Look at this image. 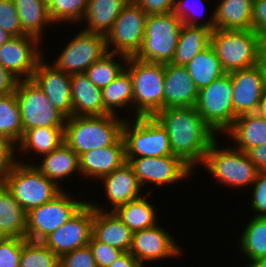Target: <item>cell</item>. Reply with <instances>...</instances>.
<instances>
[{
  "label": "cell",
  "mask_w": 266,
  "mask_h": 267,
  "mask_svg": "<svg viewBox=\"0 0 266 267\" xmlns=\"http://www.w3.org/2000/svg\"><path fill=\"white\" fill-rule=\"evenodd\" d=\"M153 117L166 130L173 156L198 172L209 147L219 136L195 107L162 109Z\"/></svg>",
  "instance_id": "6da1fadb"
},
{
  "label": "cell",
  "mask_w": 266,
  "mask_h": 267,
  "mask_svg": "<svg viewBox=\"0 0 266 267\" xmlns=\"http://www.w3.org/2000/svg\"><path fill=\"white\" fill-rule=\"evenodd\" d=\"M220 138L222 136L209 147L200 166L201 170L224 189H235L236 192L246 188L249 190L259 172L257 167L246 152L234 148L226 139L221 141Z\"/></svg>",
  "instance_id": "7a4b0ae2"
},
{
  "label": "cell",
  "mask_w": 266,
  "mask_h": 267,
  "mask_svg": "<svg viewBox=\"0 0 266 267\" xmlns=\"http://www.w3.org/2000/svg\"><path fill=\"white\" fill-rule=\"evenodd\" d=\"M126 119L107 114L101 116H71L66 118L64 142L78 155L113 145L122 136Z\"/></svg>",
  "instance_id": "3957f363"
},
{
  "label": "cell",
  "mask_w": 266,
  "mask_h": 267,
  "mask_svg": "<svg viewBox=\"0 0 266 267\" xmlns=\"http://www.w3.org/2000/svg\"><path fill=\"white\" fill-rule=\"evenodd\" d=\"M125 69L133 82V118L153 117L163 109L165 64L128 57Z\"/></svg>",
  "instance_id": "277c9868"
},
{
  "label": "cell",
  "mask_w": 266,
  "mask_h": 267,
  "mask_svg": "<svg viewBox=\"0 0 266 267\" xmlns=\"http://www.w3.org/2000/svg\"><path fill=\"white\" fill-rule=\"evenodd\" d=\"M1 182L26 212L49 202L64 190L33 164L19 161L4 175Z\"/></svg>",
  "instance_id": "5b68a950"
},
{
  "label": "cell",
  "mask_w": 266,
  "mask_h": 267,
  "mask_svg": "<svg viewBox=\"0 0 266 267\" xmlns=\"http://www.w3.org/2000/svg\"><path fill=\"white\" fill-rule=\"evenodd\" d=\"M260 36L253 29H217L211 32L210 46L226 73L247 69L258 64Z\"/></svg>",
  "instance_id": "8992f818"
},
{
  "label": "cell",
  "mask_w": 266,
  "mask_h": 267,
  "mask_svg": "<svg viewBox=\"0 0 266 267\" xmlns=\"http://www.w3.org/2000/svg\"><path fill=\"white\" fill-rule=\"evenodd\" d=\"M183 23L173 12L147 16L144 38L134 58L161 64L171 63Z\"/></svg>",
  "instance_id": "52a82bcc"
},
{
  "label": "cell",
  "mask_w": 266,
  "mask_h": 267,
  "mask_svg": "<svg viewBox=\"0 0 266 267\" xmlns=\"http://www.w3.org/2000/svg\"><path fill=\"white\" fill-rule=\"evenodd\" d=\"M81 198L82 195L64 189L54 199L29 210L26 216V239L42 242L87 203L86 197Z\"/></svg>",
  "instance_id": "ba28073f"
},
{
  "label": "cell",
  "mask_w": 266,
  "mask_h": 267,
  "mask_svg": "<svg viewBox=\"0 0 266 267\" xmlns=\"http://www.w3.org/2000/svg\"><path fill=\"white\" fill-rule=\"evenodd\" d=\"M126 158L173 155L166 130L154 117L127 118L122 127Z\"/></svg>",
  "instance_id": "9c48e42d"
},
{
  "label": "cell",
  "mask_w": 266,
  "mask_h": 267,
  "mask_svg": "<svg viewBox=\"0 0 266 267\" xmlns=\"http://www.w3.org/2000/svg\"><path fill=\"white\" fill-rule=\"evenodd\" d=\"M74 32L77 34L72 33L69 41L66 38V43L62 42V48L57 54H52L50 58L53 60L49 61L58 70L69 75L85 73L92 64L108 53L105 35L85 32L81 28ZM54 56L56 57L53 58Z\"/></svg>",
  "instance_id": "30bf717a"
},
{
  "label": "cell",
  "mask_w": 266,
  "mask_h": 267,
  "mask_svg": "<svg viewBox=\"0 0 266 267\" xmlns=\"http://www.w3.org/2000/svg\"><path fill=\"white\" fill-rule=\"evenodd\" d=\"M126 161L132 166L140 185L146 193H154L153 189L156 188H160L161 191L166 186L169 189L171 186L174 187L175 183H187L188 180L194 179L195 174H197L180 158L173 155L126 158ZM150 184L152 189L148 187Z\"/></svg>",
  "instance_id": "8fae6325"
},
{
  "label": "cell",
  "mask_w": 266,
  "mask_h": 267,
  "mask_svg": "<svg viewBox=\"0 0 266 267\" xmlns=\"http://www.w3.org/2000/svg\"><path fill=\"white\" fill-rule=\"evenodd\" d=\"M232 94L230 73L199 90L195 109L218 136H223L235 121Z\"/></svg>",
  "instance_id": "7c38bea8"
},
{
  "label": "cell",
  "mask_w": 266,
  "mask_h": 267,
  "mask_svg": "<svg viewBox=\"0 0 266 267\" xmlns=\"http://www.w3.org/2000/svg\"><path fill=\"white\" fill-rule=\"evenodd\" d=\"M23 134L34 127H64L66 117L48 100L31 79L18 80L15 88Z\"/></svg>",
  "instance_id": "4fadbf2b"
},
{
  "label": "cell",
  "mask_w": 266,
  "mask_h": 267,
  "mask_svg": "<svg viewBox=\"0 0 266 267\" xmlns=\"http://www.w3.org/2000/svg\"><path fill=\"white\" fill-rule=\"evenodd\" d=\"M169 230L171 229H166L159 222L153 227L133 232L129 252L144 267H152L147 265H152V263L154 265V263L166 261V259L172 261V259L176 260L178 258L179 260L182 256L185 257L183 254H186V251H184L186 247L179 244Z\"/></svg>",
  "instance_id": "5bb4252c"
},
{
  "label": "cell",
  "mask_w": 266,
  "mask_h": 267,
  "mask_svg": "<svg viewBox=\"0 0 266 267\" xmlns=\"http://www.w3.org/2000/svg\"><path fill=\"white\" fill-rule=\"evenodd\" d=\"M147 16L138 4L130 0L105 36L108 52L134 57L144 38Z\"/></svg>",
  "instance_id": "9a60e30c"
},
{
  "label": "cell",
  "mask_w": 266,
  "mask_h": 267,
  "mask_svg": "<svg viewBox=\"0 0 266 267\" xmlns=\"http://www.w3.org/2000/svg\"><path fill=\"white\" fill-rule=\"evenodd\" d=\"M98 182L100 183L97 185L98 188L99 185L101 186L98 193L102 190V195H100L102 198L99 201L98 199L89 200L86 198L95 210L114 211L117 207L137 200L146 194L128 162L109 175L102 177ZM102 199L105 204L103 201L101 202Z\"/></svg>",
  "instance_id": "2e32d148"
},
{
  "label": "cell",
  "mask_w": 266,
  "mask_h": 267,
  "mask_svg": "<svg viewBox=\"0 0 266 267\" xmlns=\"http://www.w3.org/2000/svg\"><path fill=\"white\" fill-rule=\"evenodd\" d=\"M43 44L31 35L11 37L0 46V64L18 80L31 79L47 51Z\"/></svg>",
  "instance_id": "e0dca14e"
},
{
  "label": "cell",
  "mask_w": 266,
  "mask_h": 267,
  "mask_svg": "<svg viewBox=\"0 0 266 267\" xmlns=\"http://www.w3.org/2000/svg\"><path fill=\"white\" fill-rule=\"evenodd\" d=\"M94 208L87 202L66 223L48 235L42 243L59 258L87 246L93 233Z\"/></svg>",
  "instance_id": "ac0fdd59"
},
{
  "label": "cell",
  "mask_w": 266,
  "mask_h": 267,
  "mask_svg": "<svg viewBox=\"0 0 266 267\" xmlns=\"http://www.w3.org/2000/svg\"><path fill=\"white\" fill-rule=\"evenodd\" d=\"M47 54L44 52V57L38 62L31 80L39 86L52 105L69 118L72 116L71 75L51 64Z\"/></svg>",
  "instance_id": "d6986e66"
},
{
  "label": "cell",
  "mask_w": 266,
  "mask_h": 267,
  "mask_svg": "<svg viewBox=\"0 0 266 267\" xmlns=\"http://www.w3.org/2000/svg\"><path fill=\"white\" fill-rule=\"evenodd\" d=\"M232 103L235 119L245 114L256 113L266 90V74L258 65L230 73Z\"/></svg>",
  "instance_id": "ffe728a7"
},
{
  "label": "cell",
  "mask_w": 266,
  "mask_h": 267,
  "mask_svg": "<svg viewBox=\"0 0 266 267\" xmlns=\"http://www.w3.org/2000/svg\"><path fill=\"white\" fill-rule=\"evenodd\" d=\"M81 181L97 184L102 177L121 167L126 161L125 142L121 136L113 145L87 151L79 156ZM85 179V180H84ZM88 179V180H87Z\"/></svg>",
  "instance_id": "44dd1931"
},
{
  "label": "cell",
  "mask_w": 266,
  "mask_h": 267,
  "mask_svg": "<svg viewBox=\"0 0 266 267\" xmlns=\"http://www.w3.org/2000/svg\"><path fill=\"white\" fill-rule=\"evenodd\" d=\"M198 93L185 66L165 64L163 109L195 107Z\"/></svg>",
  "instance_id": "7402d4cb"
},
{
  "label": "cell",
  "mask_w": 266,
  "mask_h": 267,
  "mask_svg": "<svg viewBox=\"0 0 266 267\" xmlns=\"http://www.w3.org/2000/svg\"><path fill=\"white\" fill-rule=\"evenodd\" d=\"M39 159L33 165L48 179L56 182L62 189H66L65 182H67L68 188V181L72 180V177L73 179L75 177L78 179L79 177V180H81L79 156L65 142Z\"/></svg>",
  "instance_id": "603a6c76"
},
{
  "label": "cell",
  "mask_w": 266,
  "mask_h": 267,
  "mask_svg": "<svg viewBox=\"0 0 266 267\" xmlns=\"http://www.w3.org/2000/svg\"><path fill=\"white\" fill-rule=\"evenodd\" d=\"M63 142L64 127H34L28 129L17 144V161L33 164L41 156L49 154Z\"/></svg>",
  "instance_id": "cb8c5ba5"
},
{
  "label": "cell",
  "mask_w": 266,
  "mask_h": 267,
  "mask_svg": "<svg viewBox=\"0 0 266 267\" xmlns=\"http://www.w3.org/2000/svg\"><path fill=\"white\" fill-rule=\"evenodd\" d=\"M223 135L222 139L228 137L234 148L247 153L255 146L266 144V119L257 113L239 116Z\"/></svg>",
  "instance_id": "d4e9b609"
},
{
  "label": "cell",
  "mask_w": 266,
  "mask_h": 267,
  "mask_svg": "<svg viewBox=\"0 0 266 267\" xmlns=\"http://www.w3.org/2000/svg\"><path fill=\"white\" fill-rule=\"evenodd\" d=\"M72 116H101L110 114L103 107L102 90L85 73L71 75Z\"/></svg>",
  "instance_id": "484cf974"
},
{
  "label": "cell",
  "mask_w": 266,
  "mask_h": 267,
  "mask_svg": "<svg viewBox=\"0 0 266 267\" xmlns=\"http://www.w3.org/2000/svg\"><path fill=\"white\" fill-rule=\"evenodd\" d=\"M132 233L113 211L94 209L92 235L98 241L129 252L132 245Z\"/></svg>",
  "instance_id": "4316f807"
},
{
  "label": "cell",
  "mask_w": 266,
  "mask_h": 267,
  "mask_svg": "<svg viewBox=\"0 0 266 267\" xmlns=\"http://www.w3.org/2000/svg\"><path fill=\"white\" fill-rule=\"evenodd\" d=\"M13 3L19 16L22 31L26 35L34 36L45 43L44 38L48 35V30L53 29L54 31V28H57L50 18L46 0H13Z\"/></svg>",
  "instance_id": "83f0119b"
},
{
  "label": "cell",
  "mask_w": 266,
  "mask_h": 267,
  "mask_svg": "<svg viewBox=\"0 0 266 267\" xmlns=\"http://www.w3.org/2000/svg\"><path fill=\"white\" fill-rule=\"evenodd\" d=\"M130 0H89L86 13L77 29L105 35ZM86 22V23H85ZM84 23V25L82 24ZM83 25V26H80Z\"/></svg>",
  "instance_id": "f1b7e54d"
},
{
  "label": "cell",
  "mask_w": 266,
  "mask_h": 267,
  "mask_svg": "<svg viewBox=\"0 0 266 267\" xmlns=\"http://www.w3.org/2000/svg\"><path fill=\"white\" fill-rule=\"evenodd\" d=\"M152 195L146 193L137 200L117 207L113 212L132 232L153 227L160 221L158 211L161 210L157 208L158 204L153 203Z\"/></svg>",
  "instance_id": "f546056e"
},
{
  "label": "cell",
  "mask_w": 266,
  "mask_h": 267,
  "mask_svg": "<svg viewBox=\"0 0 266 267\" xmlns=\"http://www.w3.org/2000/svg\"><path fill=\"white\" fill-rule=\"evenodd\" d=\"M101 90L103 107L110 114L118 115L125 119L133 118V82L130 73L126 69ZM126 113H128V116Z\"/></svg>",
  "instance_id": "4dcf8cb0"
},
{
  "label": "cell",
  "mask_w": 266,
  "mask_h": 267,
  "mask_svg": "<svg viewBox=\"0 0 266 267\" xmlns=\"http://www.w3.org/2000/svg\"><path fill=\"white\" fill-rule=\"evenodd\" d=\"M254 0H219L213 2L214 24L217 29H252Z\"/></svg>",
  "instance_id": "1f68e13d"
},
{
  "label": "cell",
  "mask_w": 266,
  "mask_h": 267,
  "mask_svg": "<svg viewBox=\"0 0 266 267\" xmlns=\"http://www.w3.org/2000/svg\"><path fill=\"white\" fill-rule=\"evenodd\" d=\"M244 219L246 224L241 226L236 244V249L240 251L238 255H243V264L266 257V217L251 216L249 220Z\"/></svg>",
  "instance_id": "d6a6232c"
},
{
  "label": "cell",
  "mask_w": 266,
  "mask_h": 267,
  "mask_svg": "<svg viewBox=\"0 0 266 267\" xmlns=\"http://www.w3.org/2000/svg\"><path fill=\"white\" fill-rule=\"evenodd\" d=\"M27 212L0 181V237L26 239Z\"/></svg>",
  "instance_id": "836d02e7"
},
{
  "label": "cell",
  "mask_w": 266,
  "mask_h": 267,
  "mask_svg": "<svg viewBox=\"0 0 266 267\" xmlns=\"http://www.w3.org/2000/svg\"><path fill=\"white\" fill-rule=\"evenodd\" d=\"M212 30L205 26L183 24L171 64L185 66L197 54L210 46Z\"/></svg>",
  "instance_id": "e575fe53"
},
{
  "label": "cell",
  "mask_w": 266,
  "mask_h": 267,
  "mask_svg": "<svg viewBox=\"0 0 266 267\" xmlns=\"http://www.w3.org/2000/svg\"><path fill=\"white\" fill-rule=\"evenodd\" d=\"M185 67L198 90L209 86L214 80L226 74L211 46L197 54Z\"/></svg>",
  "instance_id": "d590c367"
},
{
  "label": "cell",
  "mask_w": 266,
  "mask_h": 267,
  "mask_svg": "<svg viewBox=\"0 0 266 267\" xmlns=\"http://www.w3.org/2000/svg\"><path fill=\"white\" fill-rule=\"evenodd\" d=\"M0 135L16 145L23 137V125L16 94L0 96Z\"/></svg>",
  "instance_id": "8d00e7d4"
},
{
  "label": "cell",
  "mask_w": 266,
  "mask_h": 267,
  "mask_svg": "<svg viewBox=\"0 0 266 267\" xmlns=\"http://www.w3.org/2000/svg\"><path fill=\"white\" fill-rule=\"evenodd\" d=\"M128 57L108 52L102 58L92 64L85 74L98 88L106 87L126 67Z\"/></svg>",
  "instance_id": "74e56055"
},
{
  "label": "cell",
  "mask_w": 266,
  "mask_h": 267,
  "mask_svg": "<svg viewBox=\"0 0 266 267\" xmlns=\"http://www.w3.org/2000/svg\"><path fill=\"white\" fill-rule=\"evenodd\" d=\"M206 1V2H205ZM211 1V0H209ZM207 0H174L173 13L186 25L205 26L212 31L214 24V7L208 12ZM208 2V3H207ZM207 14L208 16L206 17ZM203 18V19H202ZM209 18V19H208Z\"/></svg>",
  "instance_id": "f35d334b"
},
{
  "label": "cell",
  "mask_w": 266,
  "mask_h": 267,
  "mask_svg": "<svg viewBox=\"0 0 266 267\" xmlns=\"http://www.w3.org/2000/svg\"><path fill=\"white\" fill-rule=\"evenodd\" d=\"M89 0H46L51 20L55 25L76 27L86 13ZM67 24V25H66ZM73 25V26H72Z\"/></svg>",
  "instance_id": "ab89813d"
},
{
  "label": "cell",
  "mask_w": 266,
  "mask_h": 267,
  "mask_svg": "<svg viewBox=\"0 0 266 267\" xmlns=\"http://www.w3.org/2000/svg\"><path fill=\"white\" fill-rule=\"evenodd\" d=\"M60 258L42 242L26 240L19 267H59Z\"/></svg>",
  "instance_id": "60d3db41"
},
{
  "label": "cell",
  "mask_w": 266,
  "mask_h": 267,
  "mask_svg": "<svg viewBox=\"0 0 266 267\" xmlns=\"http://www.w3.org/2000/svg\"><path fill=\"white\" fill-rule=\"evenodd\" d=\"M249 190L250 202L247 205L252 211L251 216L266 217V172H258Z\"/></svg>",
  "instance_id": "b9f144b4"
},
{
  "label": "cell",
  "mask_w": 266,
  "mask_h": 267,
  "mask_svg": "<svg viewBox=\"0 0 266 267\" xmlns=\"http://www.w3.org/2000/svg\"><path fill=\"white\" fill-rule=\"evenodd\" d=\"M0 28L12 37L26 35L22 31L13 0H0Z\"/></svg>",
  "instance_id": "7bdbcfd3"
},
{
  "label": "cell",
  "mask_w": 266,
  "mask_h": 267,
  "mask_svg": "<svg viewBox=\"0 0 266 267\" xmlns=\"http://www.w3.org/2000/svg\"><path fill=\"white\" fill-rule=\"evenodd\" d=\"M26 240L0 237V267H19L22 245Z\"/></svg>",
  "instance_id": "ee69618b"
},
{
  "label": "cell",
  "mask_w": 266,
  "mask_h": 267,
  "mask_svg": "<svg viewBox=\"0 0 266 267\" xmlns=\"http://www.w3.org/2000/svg\"><path fill=\"white\" fill-rule=\"evenodd\" d=\"M97 267H108L116 261L124 251L98 241L93 235L89 242Z\"/></svg>",
  "instance_id": "f6af8a7d"
},
{
  "label": "cell",
  "mask_w": 266,
  "mask_h": 267,
  "mask_svg": "<svg viewBox=\"0 0 266 267\" xmlns=\"http://www.w3.org/2000/svg\"><path fill=\"white\" fill-rule=\"evenodd\" d=\"M59 267H97L89 245L60 257Z\"/></svg>",
  "instance_id": "bcb514c9"
},
{
  "label": "cell",
  "mask_w": 266,
  "mask_h": 267,
  "mask_svg": "<svg viewBox=\"0 0 266 267\" xmlns=\"http://www.w3.org/2000/svg\"><path fill=\"white\" fill-rule=\"evenodd\" d=\"M17 162V145L0 135V181Z\"/></svg>",
  "instance_id": "7dc6e473"
},
{
  "label": "cell",
  "mask_w": 266,
  "mask_h": 267,
  "mask_svg": "<svg viewBox=\"0 0 266 267\" xmlns=\"http://www.w3.org/2000/svg\"><path fill=\"white\" fill-rule=\"evenodd\" d=\"M252 29L260 37H266V0L253 1Z\"/></svg>",
  "instance_id": "c3c4849f"
},
{
  "label": "cell",
  "mask_w": 266,
  "mask_h": 267,
  "mask_svg": "<svg viewBox=\"0 0 266 267\" xmlns=\"http://www.w3.org/2000/svg\"><path fill=\"white\" fill-rule=\"evenodd\" d=\"M138 4L147 15L173 11L174 0H131Z\"/></svg>",
  "instance_id": "681fc988"
},
{
  "label": "cell",
  "mask_w": 266,
  "mask_h": 267,
  "mask_svg": "<svg viewBox=\"0 0 266 267\" xmlns=\"http://www.w3.org/2000/svg\"><path fill=\"white\" fill-rule=\"evenodd\" d=\"M18 79L0 64V96L15 92Z\"/></svg>",
  "instance_id": "f907efd6"
},
{
  "label": "cell",
  "mask_w": 266,
  "mask_h": 267,
  "mask_svg": "<svg viewBox=\"0 0 266 267\" xmlns=\"http://www.w3.org/2000/svg\"><path fill=\"white\" fill-rule=\"evenodd\" d=\"M247 154L259 172H266V144L251 148Z\"/></svg>",
  "instance_id": "816d5d0a"
},
{
  "label": "cell",
  "mask_w": 266,
  "mask_h": 267,
  "mask_svg": "<svg viewBox=\"0 0 266 267\" xmlns=\"http://www.w3.org/2000/svg\"><path fill=\"white\" fill-rule=\"evenodd\" d=\"M108 267H144L130 252H124Z\"/></svg>",
  "instance_id": "f5cc1de1"
},
{
  "label": "cell",
  "mask_w": 266,
  "mask_h": 267,
  "mask_svg": "<svg viewBox=\"0 0 266 267\" xmlns=\"http://www.w3.org/2000/svg\"><path fill=\"white\" fill-rule=\"evenodd\" d=\"M257 65L266 74V37L259 38Z\"/></svg>",
  "instance_id": "db71d44e"
},
{
  "label": "cell",
  "mask_w": 266,
  "mask_h": 267,
  "mask_svg": "<svg viewBox=\"0 0 266 267\" xmlns=\"http://www.w3.org/2000/svg\"><path fill=\"white\" fill-rule=\"evenodd\" d=\"M240 262V267H266V257H262L259 259H255L253 261L246 262V264L242 265V261L238 260Z\"/></svg>",
  "instance_id": "11a10c76"
},
{
  "label": "cell",
  "mask_w": 266,
  "mask_h": 267,
  "mask_svg": "<svg viewBox=\"0 0 266 267\" xmlns=\"http://www.w3.org/2000/svg\"><path fill=\"white\" fill-rule=\"evenodd\" d=\"M256 113L262 118L266 119V90L263 93V96L259 102Z\"/></svg>",
  "instance_id": "9f6ffc18"
},
{
  "label": "cell",
  "mask_w": 266,
  "mask_h": 267,
  "mask_svg": "<svg viewBox=\"0 0 266 267\" xmlns=\"http://www.w3.org/2000/svg\"><path fill=\"white\" fill-rule=\"evenodd\" d=\"M11 37L10 34L0 28V46L7 42Z\"/></svg>",
  "instance_id": "6f0895ef"
}]
</instances>
